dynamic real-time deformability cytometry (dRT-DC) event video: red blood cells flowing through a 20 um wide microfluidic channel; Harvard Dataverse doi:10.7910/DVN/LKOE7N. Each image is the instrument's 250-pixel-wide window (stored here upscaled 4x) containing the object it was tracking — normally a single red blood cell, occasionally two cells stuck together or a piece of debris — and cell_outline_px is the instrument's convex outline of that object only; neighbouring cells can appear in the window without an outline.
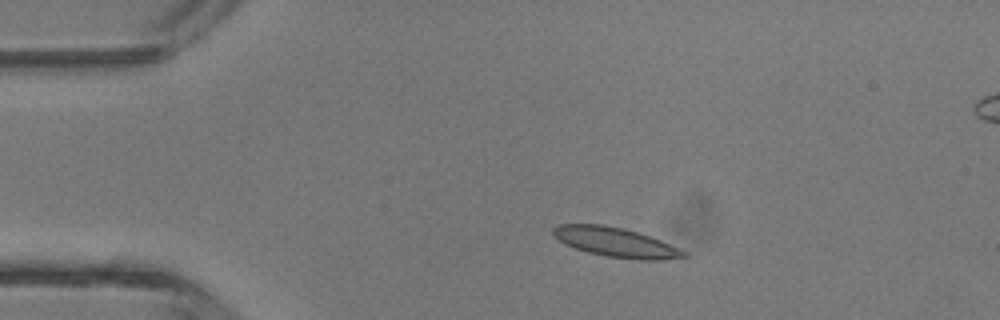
{"species": "common noctule bat (a hibernating species)", "species_latin": "Nyctalus noctula", "temperature_condition": "room temperature", "stored_images_in_passage": 4, "camera_frame_rate_fps": 3000, "um_per_image_px": 0.085, "animal": {"sex": "male", "body_mass_g": 13.3}, "frame": {"image": 1, "passage_image": 2, "time_ms": 1.333, "image_size_px": [1000, 320], "cell_outline_px": [[688, 256], [660, 260], [636, 260], [608, 256], [588, 252], [564, 244], [552, 236], [552, 228], [560, 224], [600, 224], [624, 228], [660, 240], [688, 252]], "centroid_in_image_um": [52.31, 20.59], "position_along_channel_um": 32.7, "area_um2": 22.37}}